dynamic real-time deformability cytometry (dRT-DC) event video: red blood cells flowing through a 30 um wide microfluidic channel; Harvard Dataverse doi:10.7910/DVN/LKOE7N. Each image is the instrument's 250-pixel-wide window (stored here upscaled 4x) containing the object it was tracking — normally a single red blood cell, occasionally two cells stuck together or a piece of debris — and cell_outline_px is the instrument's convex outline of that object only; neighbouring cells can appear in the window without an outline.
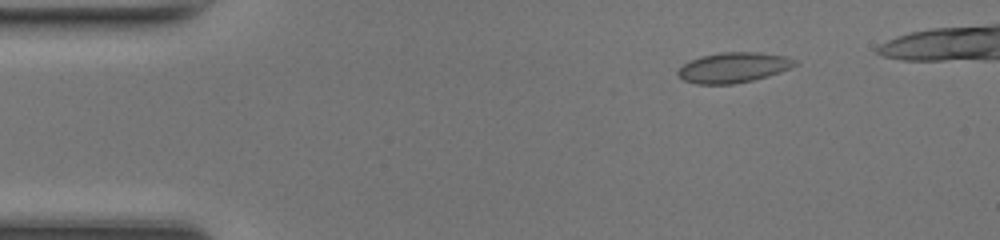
{"species": "common noctule bat (a hibernating species)", "species_latin": "Nyctalus noctula", "temperature_condition": "room temperature", "stored_images_in_passage": 19, "camera_frame_rate_fps": 3000, "um_per_image_px": 0.085, "animal": {"sex": "female", "body_mass_g": 17.0, "forearm_length_mm": 48.0}, "frame": {"image": 1, "passage_image": 1, "time_ms": 0.0, "image_size_px": [1000, 240], "cell_outline_px": [[800, 64], [792, 68], [768, 76], [752, 80], [732, 84], [696, 84], [684, 80], [676, 72], [684, 64], [700, 56], [720, 52], [760, 52], [784, 56], [800, 60]], "centroid_in_image_um": [62.41, 5.73], "position_along_channel_um": 22.6, "area_um2": 20.75}}
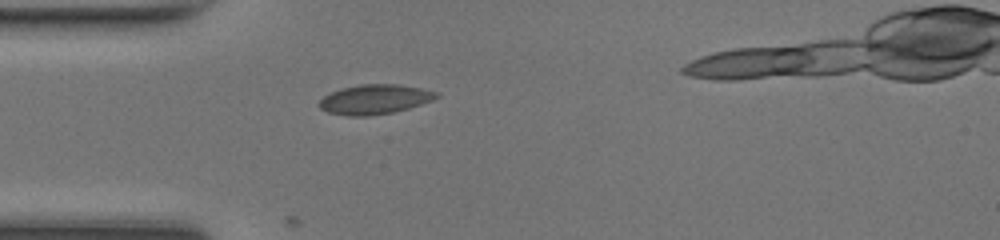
{"frame": {"image": 2, "passage_image": 8, "time_ms": 2.333, "image_size_px": [1000, 240], "cell_outline_px": [[440, 96], [432, 100], [408, 108], [392, 112], [368, 116], [348, 116], [328, 112], [320, 108], [316, 104], [324, 96], [332, 92], [344, 88], [360, 84], [396, 84], [420, 88], [440, 92]], "centroid_in_image_um": [31.85, 8.44], "position_along_channel_um": 53.2, "area_um2": 20.11}}